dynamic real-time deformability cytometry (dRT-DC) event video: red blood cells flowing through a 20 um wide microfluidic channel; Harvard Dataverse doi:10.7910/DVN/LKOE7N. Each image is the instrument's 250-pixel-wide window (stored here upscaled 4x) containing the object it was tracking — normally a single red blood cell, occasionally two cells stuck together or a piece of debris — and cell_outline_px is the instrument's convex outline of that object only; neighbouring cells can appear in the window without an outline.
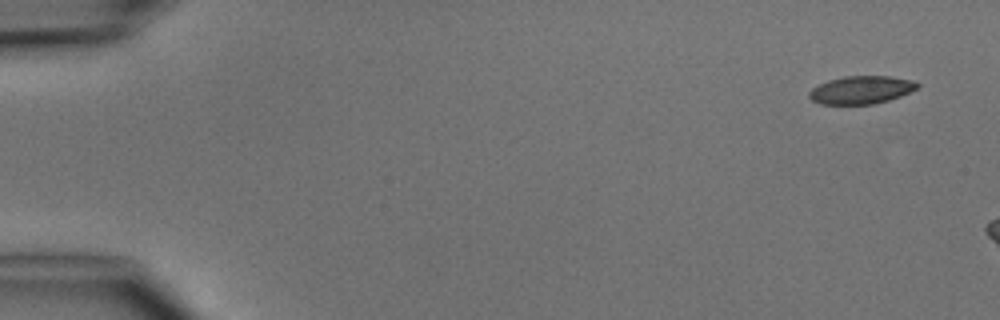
{"species": "common noctule bat (a hibernating species)", "species_latin": "Nyctalus noctula", "temperature_condition": "cold", "stored_images_in_passage": 6, "camera_frame_rate_fps": 3000, "um_per_image_px": 0.085, "animal": {"sex": "male", "body_mass_g": 15.6}, "frame": {"image": 1, "passage_image": 1, "time_ms": 0.0, "image_size_px": [1000, 320], "cell_outline_px": [[920, 84], [916, 88], [900, 96], [888, 100], [872, 104], [820, 104], [812, 100], [808, 96], [808, 92], [812, 88], [828, 80], [844, 76], [892, 76], [912, 80]], "centroid_in_image_um": [73.17, 7.63], "position_along_channel_um": 11.8, "area_um2": 17.51}}